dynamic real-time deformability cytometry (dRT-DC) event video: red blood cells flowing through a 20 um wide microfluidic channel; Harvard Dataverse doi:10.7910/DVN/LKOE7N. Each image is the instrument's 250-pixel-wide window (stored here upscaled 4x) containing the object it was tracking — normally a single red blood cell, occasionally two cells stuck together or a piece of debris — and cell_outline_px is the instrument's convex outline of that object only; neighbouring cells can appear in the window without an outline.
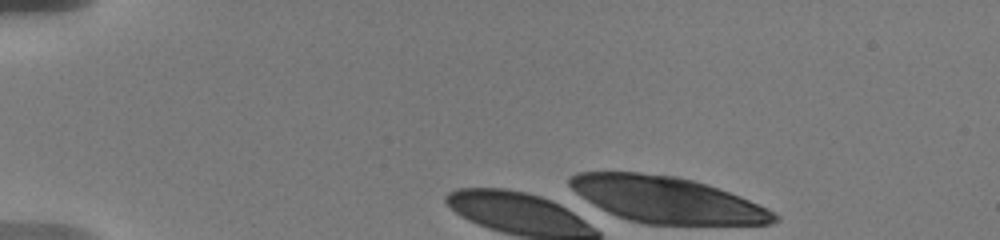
{"species": "human", "species_latin": "Homo sapiens", "temperature_condition": "warm", "stored_images_in_passage": 5, "camera_frame_rate_fps": 3000, "um_per_image_px": 0.085, "donor": {"sex": "male"}, "frame": {"image": 1, "passage_image": 1, "time_ms": 0.0, "image_size_px": [1000, 240], "cell_outline_px": [[780, 220], [772, 224], [644, 224], [628, 220], [616, 216], [600, 208], [580, 196], [568, 184], [568, 180], [576, 172], [640, 172], [676, 176], [708, 184], [740, 196], [768, 208], [780, 216]], "centroid_in_image_um": [56.7, 16.97], "position_along_channel_um": 28.3, "area_um2": 54.97}}